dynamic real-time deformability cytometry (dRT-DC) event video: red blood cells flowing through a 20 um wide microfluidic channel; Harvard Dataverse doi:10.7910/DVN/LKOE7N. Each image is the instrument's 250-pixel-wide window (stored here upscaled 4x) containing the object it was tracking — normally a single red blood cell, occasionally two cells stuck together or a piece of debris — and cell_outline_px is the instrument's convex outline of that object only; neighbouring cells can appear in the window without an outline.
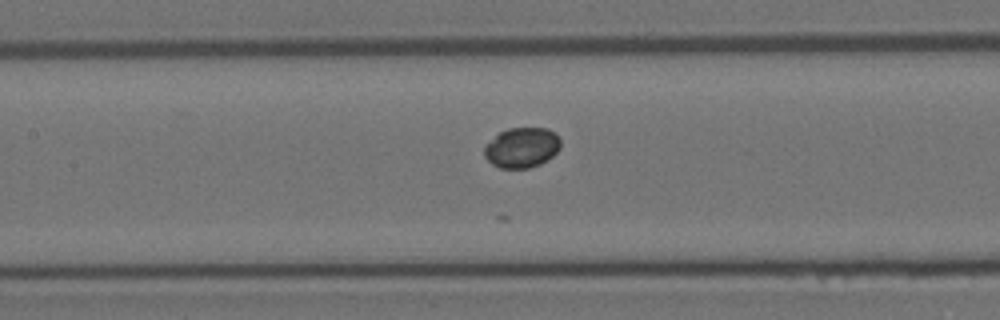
{"species": "Egyptian fruit bat (a non-hibernating species)", "species_latin": "Rousettus aegyptiacus", "temperature_condition": "room temperature", "stored_images_in_passage": 6, "segment_of_instrument_passage": [2, 2], "camera_frame_rate_fps": 3000, "um_per_image_px": 0.085, "animal": {"sex": "female"}, "frame": {"image": 1, "passage_image": 6, "time_ms": 1.667, "image_size_px": [1000, 320], "cell_outline_px": [[560, 148], [548, 160], [540, 164], [528, 168], [500, 168], [492, 164], [484, 156], [484, 144], [500, 132], [508, 128], [548, 128], [556, 132], [560, 140]], "centroid_in_image_um": [44.35, 12.54], "position_along_channel_um": 163.0, "area_um2": 18.03}}